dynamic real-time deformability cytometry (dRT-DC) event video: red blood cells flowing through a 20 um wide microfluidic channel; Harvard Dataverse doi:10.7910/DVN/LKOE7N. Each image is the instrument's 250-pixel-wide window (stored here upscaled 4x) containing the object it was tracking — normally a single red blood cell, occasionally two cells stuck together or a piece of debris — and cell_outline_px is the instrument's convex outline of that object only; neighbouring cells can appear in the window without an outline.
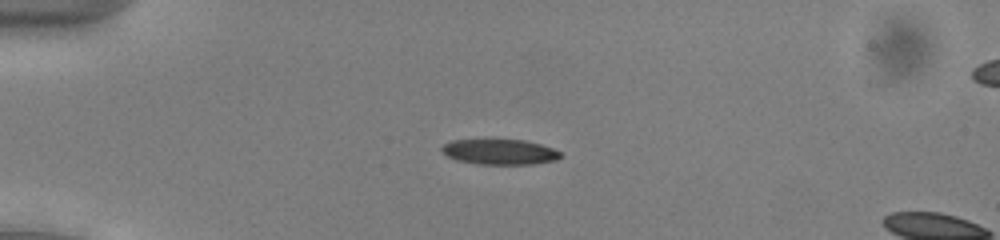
{"species": "common noctule bat (a hibernating species)", "species_latin": "Nyctalus noctula", "temperature_condition": "cold", "stored_images_in_passage": 40, "camera_frame_rate_fps": 3000, "um_per_image_px": 0.085, "animal": {"sex": "male", "body_mass_g": 13.0, "forearm_length_mm": 53.1}, "frame": {"image": 1, "passage_image": 1, "time_ms": 0.0, "image_size_px": [1000, 240], "cell_outline_px": [[564, 156], [556, 160], [532, 164], [476, 164], [456, 160], [448, 156], [440, 148], [444, 144], [452, 140], [524, 140], [540, 144], [552, 148], [560, 152]], "centroid_in_image_um": [42.49, 12.91], "position_along_channel_um": 42.5, "area_um2": 17.46}}
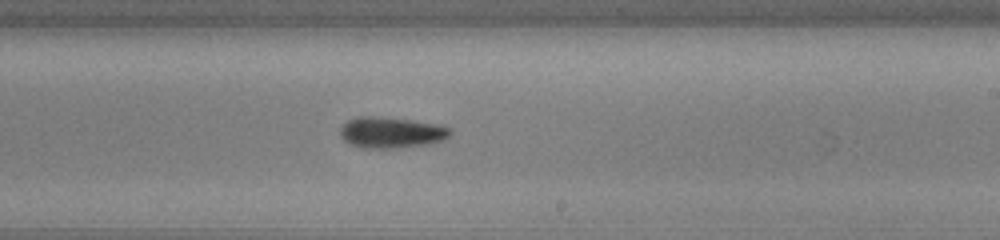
{"frame": {"image": 2, "passage_image": 20, "time_ms": 6.333, "image_size_px": [1000, 240], "cell_outline_px": [[452, 132], [444, 140], [428, 144], [388, 148], [364, 148], [348, 144], [340, 136], [340, 128], [348, 120], [356, 116], [376, 116], [412, 120], [440, 124], [452, 128]], "centroid_in_image_um": [33.25, 11.25], "position_along_channel_um": 255.7, "area_um2": 20.06}}
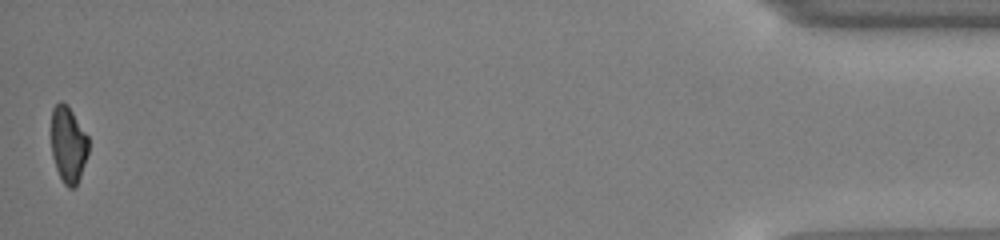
{"frame": {"image": 3, "passage_image": 40, "time_ms": 13.0, "image_size_px": [1000, 240], "cell_outline_px": [[88, 152], [80, 176], [76, 184], [72, 188], [68, 188], [64, 184], [56, 168], [52, 156], [52, 108], [60, 100], [72, 112], [88, 136]], "centroid_in_image_um": [5.8, 12.29], "position_along_channel_um": 429.4, "area_um2": 16.18}, "authors_computed_cell_mechanics": {"area_um2": 19.0162, "velocity_mm_per_s": 3.9174, "shape_relaxation_time_tau1_ms": 2.7007, "shape_relaxation_time_tau2_ms": null, "deformation_change_tau1": 0.1304, "deformation_change_tau2": null}}